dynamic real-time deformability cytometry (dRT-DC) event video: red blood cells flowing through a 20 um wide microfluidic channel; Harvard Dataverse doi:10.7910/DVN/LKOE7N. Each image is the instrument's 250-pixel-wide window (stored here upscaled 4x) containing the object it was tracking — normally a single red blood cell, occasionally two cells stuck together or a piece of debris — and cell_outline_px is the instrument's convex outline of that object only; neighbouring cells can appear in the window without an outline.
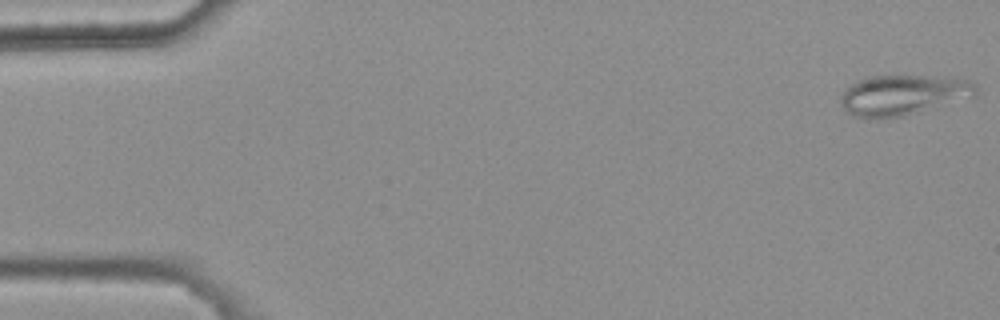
{"species": "common noctule bat (a hibernating species)", "species_latin": "Nyctalus noctula", "temperature_condition": "warm", "stored_images_in_passage": 4, "camera_frame_rate_fps": 3000, "um_per_image_px": 0.085, "animal": {"sex": "female", "body_mass_g": 25.1}, "frame": {"image": 1, "passage_image": 1, "time_ms": 0.0, "image_size_px": [1000, 320], "cell_outline_px": [[976, 96], [908, 116], [868, 120], [852, 116], [844, 108], [840, 96], [856, 80], [868, 76], [928, 76], [972, 80], [976, 84]], "centroid_in_image_um": [76.77, 8.1], "position_along_channel_um": 8.2, "area_um2": 32.19}}